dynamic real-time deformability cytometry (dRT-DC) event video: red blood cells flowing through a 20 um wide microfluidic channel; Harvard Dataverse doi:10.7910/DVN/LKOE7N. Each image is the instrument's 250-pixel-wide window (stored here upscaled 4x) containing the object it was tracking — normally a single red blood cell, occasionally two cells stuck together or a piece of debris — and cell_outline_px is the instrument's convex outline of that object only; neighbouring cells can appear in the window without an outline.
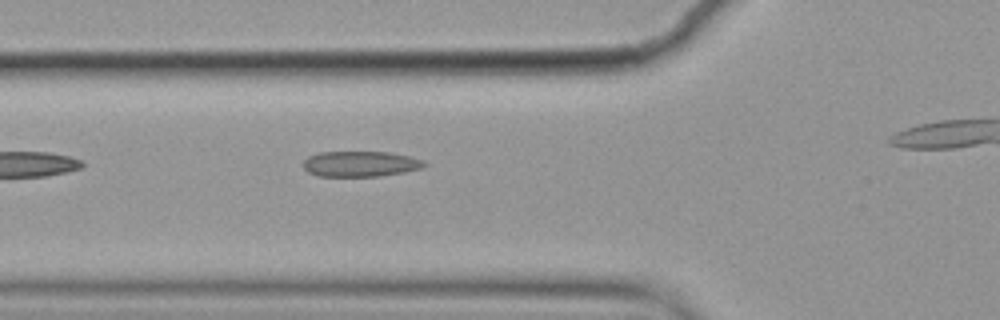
{"species": "common noctule bat (a hibernating species)", "species_latin": "Nyctalus noctula", "temperature_condition": "cold", "stored_images_in_passage": 4, "camera_frame_rate_fps": 3000, "um_per_image_px": 0.085, "animal": {"sex": "female", "body_mass_g": 19.9}, "frame": {"image": 1, "passage_image": 3, "time_ms": 0.667, "image_size_px": [1000, 320], "cell_outline_px": [[428, 164], [420, 168], [404, 172], [380, 176], [320, 176], [308, 172], [304, 168], [304, 160], [308, 156], [320, 152], [388, 152], [408, 156], [424, 160]], "centroid_in_image_um": [30.64, 13.93], "position_along_channel_um": 95.2, "area_um2": 17.92}}